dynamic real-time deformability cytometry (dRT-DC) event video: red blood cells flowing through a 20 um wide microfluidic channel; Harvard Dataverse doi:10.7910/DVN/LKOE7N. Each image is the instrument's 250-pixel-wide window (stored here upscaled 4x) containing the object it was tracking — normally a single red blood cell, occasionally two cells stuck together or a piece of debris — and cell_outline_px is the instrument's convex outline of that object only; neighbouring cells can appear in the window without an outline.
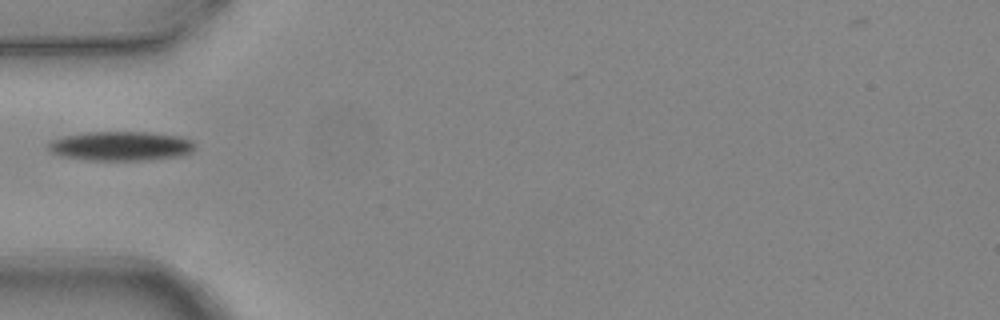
{"species": "common noctule bat (a hibernating species)", "species_latin": "Nyctalus noctula", "temperature_condition": "warm", "stored_images_in_passage": 4, "camera_frame_rate_fps": 3000, "um_per_image_px": 0.085, "animal": {"sex": "female", "body_mass_g": 24.6, "forearm_length_mm": 56.2}, "frame": {"image": 1, "passage_image": 4, "time_ms": 1.0, "image_size_px": [1000, 320], "cell_outline_px": [[196, 148], [192, 152], [184, 156], [148, 160], [88, 160], [60, 156], [52, 152], [48, 148], [48, 144], [52, 140], [64, 136], [88, 132], [152, 132], [180, 136], [192, 140], [196, 144]], "centroid_in_image_um": [10.35, 12.42], "position_along_channel_um": 74.7, "area_um2": 25.37}}